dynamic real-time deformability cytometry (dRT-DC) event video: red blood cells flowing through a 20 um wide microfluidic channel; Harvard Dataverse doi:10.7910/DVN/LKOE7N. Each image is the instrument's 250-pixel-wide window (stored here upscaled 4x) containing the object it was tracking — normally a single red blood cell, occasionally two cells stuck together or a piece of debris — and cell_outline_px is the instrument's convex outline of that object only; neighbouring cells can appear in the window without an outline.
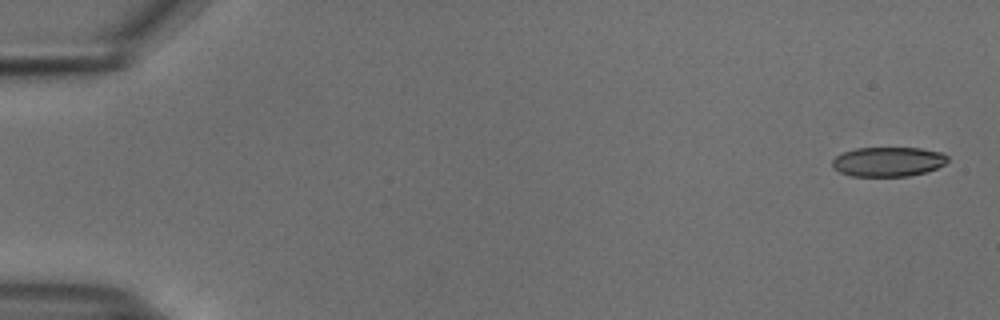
{"species": "common noctule bat (a hibernating species)", "species_latin": "Nyctalus noctula", "temperature_condition": "cold", "stored_images_in_passage": 53, "camera_frame_rate_fps": 3000, "um_per_image_px": 0.085, "animal": {"sex": "male", "body_mass_g": 18.8}, "frame": {"image": 1, "passage_image": 1, "time_ms": 0.0, "image_size_px": [1000, 320], "cell_outline_px": [[948, 160], [944, 164], [936, 168], [924, 172], [908, 176], [852, 176], [840, 172], [832, 164], [832, 160], [836, 156], [844, 152], [856, 148], [920, 148], [944, 152], [948, 156]], "centroid_in_image_um": [75.52, 13.73], "position_along_channel_um": 9.5, "area_um2": 19.77}}
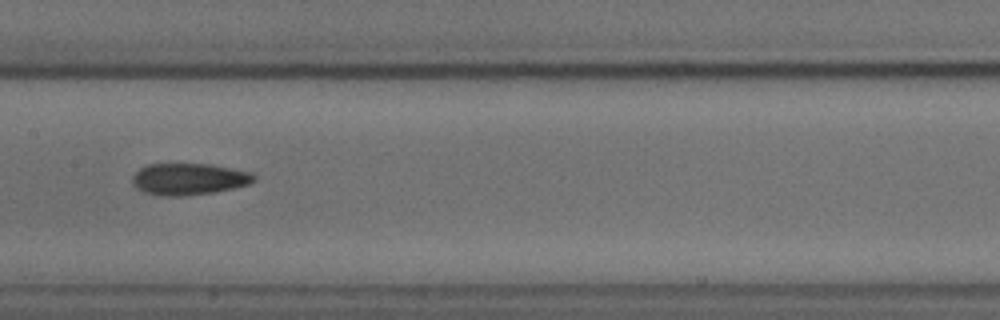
{"frame": {"image": 2, "passage_image": 27, "time_ms": 8.667, "image_size_px": [1000, 320], "cell_outline_px": [[256, 180], [248, 184], [216, 192], [184, 196], [160, 196], [144, 192], [136, 188], [132, 184], [132, 176], [140, 168], [148, 164], [208, 164], [252, 172], [256, 176]], "centroid_in_image_um": [16.04, 15.23], "position_along_channel_um": 191.4, "area_um2": 22.54}}
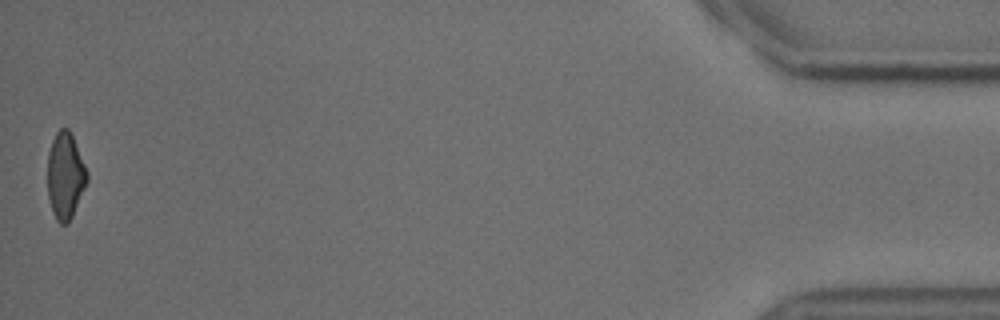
{"frame": {"image": 3, "passage_image": 53, "time_ms": 17.333, "image_size_px": [1000, 320], "cell_outline_px": [[88, 180], [72, 216], [68, 224], [60, 224], [56, 220], [52, 212], [48, 196], [48, 152], [52, 140], [56, 132], [60, 128], [68, 128], [72, 136], [88, 172]], "centroid_in_image_um": [5.54, 14.95], "position_along_channel_um": 429.7, "area_um2": 19.83}, "authors_computed_cell_mechanics": {"area_um2": 21.5594, "velocity_mm_per_s": 3.7604, "shape_relaxation_time_tau1_ms": null, "shape_relaxation_time_tau2_ms": 8.3727, "deformation_change_tau1": null, "deformation_change_tau2": 0.1932}}